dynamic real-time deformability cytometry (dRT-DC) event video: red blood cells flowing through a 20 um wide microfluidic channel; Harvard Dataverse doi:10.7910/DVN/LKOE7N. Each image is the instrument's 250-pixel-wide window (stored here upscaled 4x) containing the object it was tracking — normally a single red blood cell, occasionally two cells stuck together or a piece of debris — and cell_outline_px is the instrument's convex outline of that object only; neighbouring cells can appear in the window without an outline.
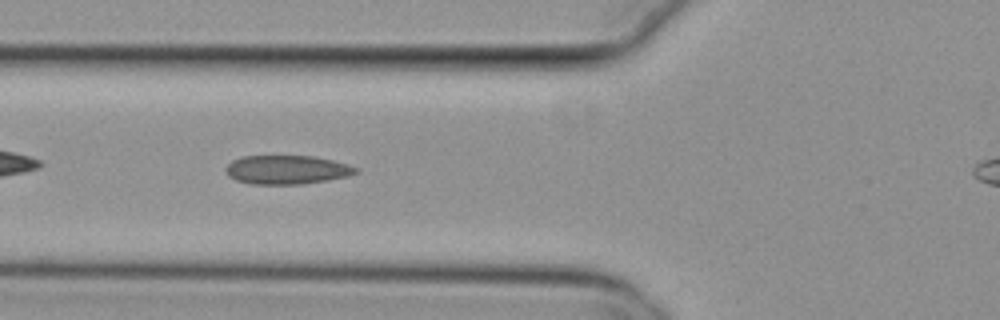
{"species": "common noctule bat (a hibernating species)", "species_latin": "Nyctalus noctula", "temperature_condition": "cold", "stored_images_in_passage": 35, "camera_frame_rate_fps": 3000, "um_per_image_px": 0.085, "animal": {"sex": "female", "body_mass_g": 29.2, "forearm_length_mm": 56.3}, "frame": {"image": 1, "passage_image": 6, "time_ms": 1.667, "image_size_px": [1000, 320], "cell_outline_px": [[360, 172], [348, 176], [328, 180], [300, 184], [252, 184], [236, 180], [228, 176], [224, 172], [224, 168], [232, 160], [240, 156], [312, 156], [332, 160], [348, 164], [360, 168]], "centroid_in_image_um": [24.38, 14.42], "position_along_channel_um": 101.4, "area_um2": 22.08}}
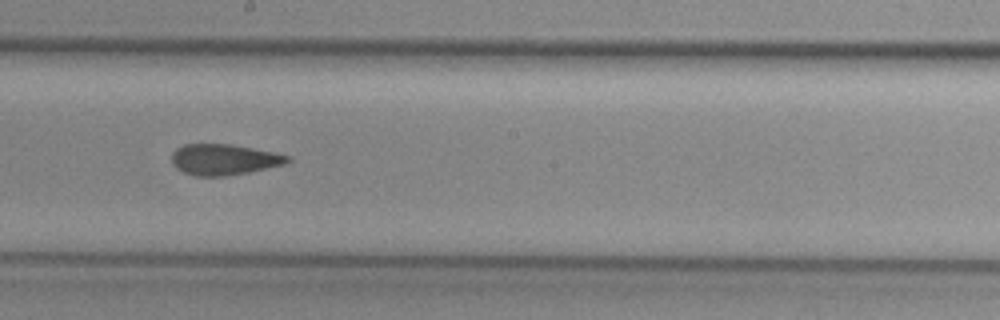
{"frame": {"image": 2, "passage_image": 16, "time_ms": 5.0, "image_size_px": [1000, 320], "cell_outline_px": [[292, 160], [284, 164], [248, 172], [224, 176], [196, 176], [184, 172], [176, 168], [172, 164], [172, 152], [176, 148], [184, 144], [232, 144], [276, 152], [288, 156]], "centroid_in_image_um": [19.02, 13.55], "position_along_channel_um": 229.2, "area_um2": 20.87}}
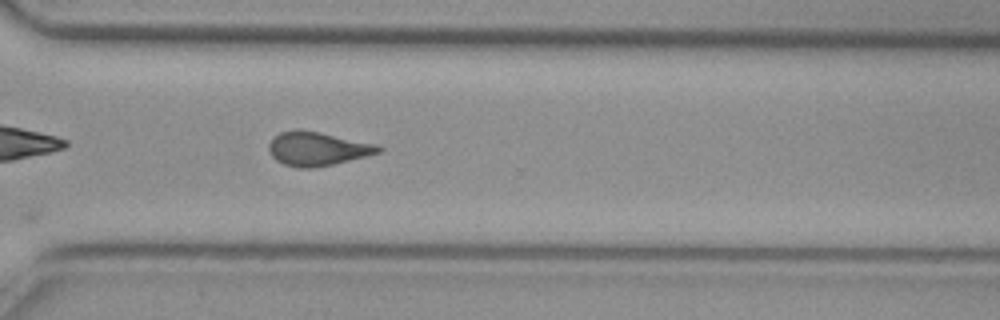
{"frame": {"image": 3, "passage_image": 25, "time_ms": 8.0, "image_size_px": [1000, 320], "cell_outline_px": [[384, 148], [380, 152], [332, 164], [312, 168], [296, 168], [284, 164], [276, 160], [272, 156], [268, 148], [268, 144], [280, 132], [320, 132], [376, 144]], "centroid_in_image_um": [26.99, 12.67], "position_along_channel_um": 343.6, "area_um2": 20.87}, "authors_computed_cell_mechanics": {"area_um2": 21.2704, "velocity_mm_per_s": 3.8195, "shape_relaxation_time_tau1_ms": null, "shape_relaxation_time_tau2_ms": 2.2177, "deformation_change_tau1": null, "deformation_change_tau2": 0.0943}}